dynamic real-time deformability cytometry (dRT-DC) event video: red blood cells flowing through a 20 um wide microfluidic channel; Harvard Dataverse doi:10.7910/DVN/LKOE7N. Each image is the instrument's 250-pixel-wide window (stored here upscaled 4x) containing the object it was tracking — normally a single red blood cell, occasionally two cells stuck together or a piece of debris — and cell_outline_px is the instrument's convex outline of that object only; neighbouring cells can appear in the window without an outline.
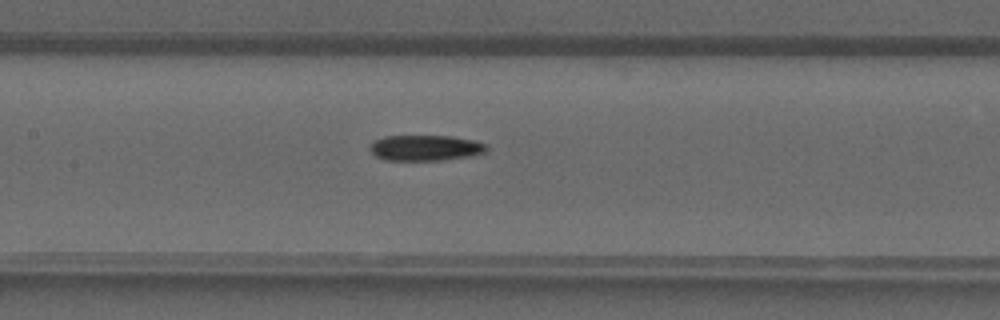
{"species": "common noctule bat (a hibernating species)", "species_latin": "Nyctalus noctula", "temperature_condition": "warm", "stored_images_in_passage": 34, "camera_frame_rate_fps": 3000, "um_per_image_px": 0.085, "animal": {"sex": "male", "forearm_length_mm": 52.5}, "frame": {"image": 1, "passage_image": 13, "time_ms": 4.0, "image_size_px": [1000, 320], "cell_outline_px": [[488, 148], [484, 152], [468, 156], [444, 160], [384, 160], [376, 156], [368, 148], [376, 140], [384, 136], [452, 136], [472, 140], [488, 144]], "centroid_in_image_um": [36.16, 12.57], "position_along_channel_um": 171.2, "area_um2": 17.34}}
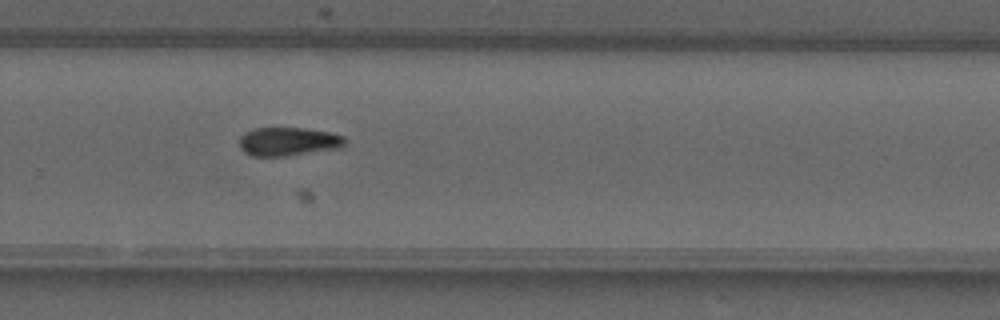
{"frame": {"image": 2, "passage_image": 21, "time_ms": 6.667, "image_size_px": [1000, 320], "cell_outline_px": [[348, 144], [340, 148], [284, 156], [252, 156], [244, 152], [240, 148], [240, 136], [244, 132], [256, 128], [304, 128], [332, 132], [344, 136], [348, 140]], "centroid_in_image_um": [24.55, 12.03], "position_along_channel_um": 305.2, "area_um2": 17.8}}
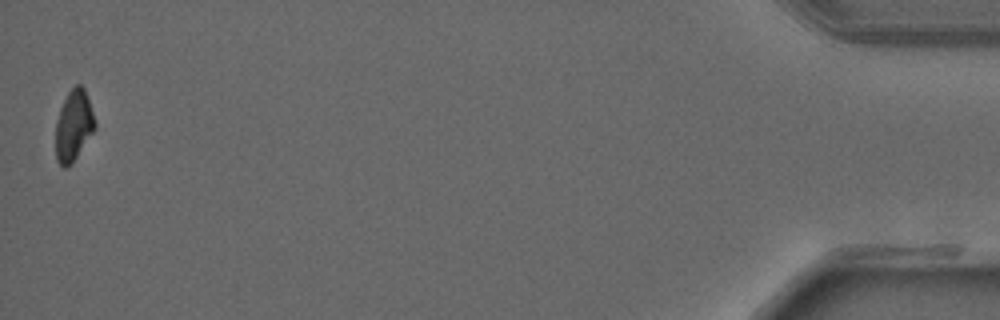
{"frame": {"image": 3, "passage_image": 34, "time_ms": 11.0, "image_size_px": [1000, 320], "cell_outline_px": [[96, 128], [76, 156], [64, 168], [56, 160], [56, 120], [60, 108], [68, 92], [76, 84], [80, 84], [84, 88], [96, 124]], "centroid_in_image_um": [6.25, 10.64], "position_along_channel_um": 429.0, "area_um2": 15.78}}